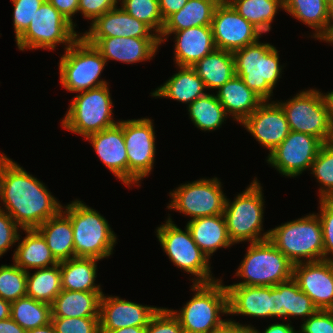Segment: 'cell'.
<instances>
[{
	"mask_svg": "<svg viewBox=\"0 0 333 333\" xmlns=\"http://www.w3.org/2000/svg\"><path fill=\"white\" fill-rule=\"evenodd\" d=\"M0 201L14 222L23 229H37L56 216L62 205L43 182L0 152Z\"/></svg>",
	"mask_w": 333,
	"mask_h": 333,
	"instance_id": "cell-1",
	"label": "cell"
},
{
	"mask_svg": "<svg viewBox=\"0 0 333 333\" xmlns=\"http://www.w3.org/2000/svg\"><path fill=\"white\" fill-rule=\"evenodd\" d=\"M76 200L62 206L73 229L75 257L102 260L113 253L117 236L97 210Z\"/></svg>",
	"mask_w": 333,
	"mask_h": 333,
	"instance_id": "cell-2",
	"label": "cell"
},
{
	"mask_svg": "<svg viewBox=\"0 0 333 333\" xmlns=\"http://www.w3.org/2000/svg\"><path fill=\"white\" fill-rule=\"evenodd\" d=\"M222 281L193 283V297L179 312L171 310L179 319L184 333H212L226 321L220 316L229 314L228 292Z\"/></svg>",
	"mask_w": 333,
	"mask_h": 333,
	"instance_id": "cell-3",
	"label": "cell"
},
{
	"mask_svg": "<svg viewBox=\"0 0 333 333\" xmlns=\"http://www.w3.org/2000/svg\"><path fill=\"white\" fill-rule=\"evenodd\" d=\"M235 75L263 101L271 100L273 89L281 78L282 66L279 65V53L269 43L247 45L233 52Z\"/></svg>",
	"mask_w": 333,
	"mask_h": 333,
	"instance_id": "cell-4",
	"label": "cell"
},
{
	"mask_svg": "<svg viewBox=\"0 0 333 333\" xmlns=\"http://www.w3.org/2000/svg\"><path fill=\"white\" fill-rule=\"evenodd\" d=\"M262 190L261 184L257 178H254L232 202L226 197L223 215L229 238L233 244L269 239L270 230L261 233L264 231L262 223L265 208Z\"/></svg>",
	"mask_w": 333,
	"mask_h": 333,
	"instance_id": "cell-5",
	"label": "cell"
},
{
	"mask_svg": "<svg viewBox=\"0 0 333 333\" xmlns=\"http://www.w3.org/2000/svg\"><path fill=\"white\" fill-rule=\"evenodd\" d=\"M269 240L293 264L324 260L322 226L317 213L270 229Z\"/></svg>",
	"mask_w": 333,
	"mask_h": 333,
	"instance_id": "cell-6",
	"label": "cell"
},
{
	"mask_svg": "<svg viewBox=\"0 0 333 333\" xmlns=\"http://www.w3.org/2000/svg\"><path fill=\"white\" fill-rule=\"evenodd\" d=\"M293 265L269 239L253 242L235 273L244 280L233 285L275 286L293 277Z\"/></svg>",
	"mask_w": 333,
	"mask_h": 333,
	"instance_id": "cell-7",
	"label": "cell"
},
{
	"mask_svg": "<svg viewBox=\"0 0 333 333\" xmlns=\"http://www.w3.org/2000/svg\"><path fill=\"white\" fill-rule=\"evenodd\" d=\"M108 85L78 92L61 122L62 127L86 138L116 125L119 121L113 119L114 105Z\"/></svg>",
	"mask_w": 333,
	"mask_h": 333,
	"instance_id": "cell-8",
	"label": "cell"
},
{
	"mask_svg": "<svg viewBox=\"0 0 333 333\" xmlns=\"http://www.w3.org/2000/svg\"><path fill=\"white\" fill-rule=\"evenodd\" d=\"M106 64L100 52L80 36L61 56L60 83L73 93L107 85V81L99 80Z\"/></svg>",
	"mask_w": 333,
	"mask_h": 333,
	"instance_id": "cell-9",
	"label": "cell"
},
{
	"mask_svg": "<svg viewBox=\"0 0 333 333\" xmlns=\"http://www.w3.org/2000/svg\"><path fill=\"white\" fill-rule=\"evenodd\" d=\"M278 103L285 112L291 131L317 137L323 144L332 141L333 122L326 97L319 90H303L292 99Z\"/></svg>",
	"mask_w": 333,
	"mask_h": 333,
	"instance_id": "cell-10",
	"label": "cell"
},
{
	"mask_svg": "<svg viewBox=\"0 0 333 333\" xmlns=\"http://www.w3.org/2000/svg\"><path fill=\"white\" fill-rule=\"evenodd\" d=\"M169 216L156 235L163 251L177 268L194 275L193 283H210L216 281L212 277L210 260L193 240L187 226L185 231L173 223Z\"/></svg>",
	"mask_w": 333,
	"mask_h": 333,
	"instance_id": "cell-11",
	"label": "cell"
},
{
	"mask_svg": "<svg viewBox=\"0 0 333 333\" xmlns=\"http://www.w3.org/2000/svg\"><path fill=\"white\" fill-rule=\"evenodd\" d=\"M74 29L72 23L45 0L16 44L22 51L54 50L58 44H64L66 50L81 36Z\"/></svg>",
	"mask_w": 333,
	"mask_h": 333,
	"instance_id": "cell-12",
	"label": "cell"
},
{
	"mask_svg": "<svg viewBox=\"0 0 333 333\" xmlns=\"http://www.w3.org/2000/svg\"><path fill=\"white\" fill-rule=\"evenodd\" d=\"M221 188L217 177L185 183L169 193L171 202L167 208L192 219L223 214L226 195Z\"/></svg>",
	"mask_w": 333,
	"mask_h": 333,
	"instance_id": "cell-13",
	"label": "cell"
},
{
	"mask_svg": "<svg viewBox=\"0 0 333 333\" xmlns=\"http://www.w3.org/2000/svg\"><path fill=\"white\" fill-rule=\"evenodd\" d=\"M149 118L123 120V134L128 157V187L140 186L155 162V131Z\"/></svg>",
	"mask_w": 333,
	"mask_h": 333,
	"instance_id": "cell-14",
	"label": "cell"
},
{
	"mask_svg": "<svg viewBox=\"0 0 333 333\" xmlns=\"http://www.w3.org/2000/svg\"><path fill=\"white\" fill-rule=\"evenodd\" d=\"M323 143L309 134L290 131L288 136L270 153L266 162L281 175L296 177L311 170ZM308 168V169H307Z\"/></svg>",
	"mask_w": 333,
	"mask_h": 333,
	"instance_id": "cell-15",
	"label": "cell"
},
{
	"mask_svg": "<svg viewBox=\"0 0 333 333\" xmlns=\"http://www.w3.org/2000/svg\"><path fill=\"white\" fill-rule=\"evenodd\" d=\"M211 28L216 48L232 53L256 43L262 36V33L226 0H221L216 6Z\"/></svg>",
	"mask_w": 333,
	"mask_h": 333,
	"instance_id": "cell-16",
	"label": "cell"
},
{
	"mask_svg": "<svg viewBox=\"0 0 333 333\" xmlns=\"http://www.w3.org/2000/svg\"><path fill=\"white\" fill-rule=\"evenodd\" d=\"M241 124L269 153L291 131L283 108L275 101H263Z\"/></svg>",
	"mask_w": 333,
	"mask_h": 333,
	"instance_id": "cell-17",
	"label": "cell"
},
{
	"mask_svg": "<svg viewBox=\"0 0 333 333\" xmlns=\"http://www.w3.org/2000/svg\"><path fill=\"white\" fill-rule=\"evenodd\" d=\"M293 278L318 309L333 310V261L294 264Z\"/></svg>",
	"mask_w": 333,
	"mask_h": 333,
	"instance_id": "cell-18",
	"label": "cell"
},
{
	"mask_svg": "<svg viewBox=\"0 0 333 333\" xmlns=\"http://www.w3.org/2000/svg\"><path fill=\"white\" fill-rule=\"evenodd\" d=\"M84 39L100 52L106 62L113 59L122 63L134 64L151 60L155 57L158 47L161 46L159 38L109 37Z\"/></svg>",
	"mask_w": 333,
	"mask_h": 333,
	"instance_id": "cell-19",
	"label": "cell"
},
{
	"mask_svg": "<svg viewBox=\"0 0 333 333\" xmlns=\"http://www.w3.org/2000/svg\"><path fill=\"white\" fill-rule=\"evenodd\" d=\"M160 307L141 305L117 296H101L100 330H116L129 326H147Z\"/></svg>",
	"mask_w": 333,
	"mask_h": 333,
	"instance_id": "cell-20",
	"label": "cell"
},
{
	"mask_svg": "<svg viewBox=\"0 0 333 333\" xmlns=\"http://www.w3.org/2000/svg\"><path fill=\"white\" fill-rule=\"evenodd\" d=\"M175 34L174 62L178 66L192 67L196 62L216 50L211 26H194L180 31H161L160 44Z\"/></svg>",
	"mask_w": 333,
	"mask_h": 333,
	"instance_id": "cell-21",
	"label": "cell"
},
{
	"mask_svg": "<svg viewBox=\"0 0 333 333\" xmlns=\"http://www.w3.org/2000/svg\"><path fill=\"white\" fill-rule=\"evenodd\" d=\"M97 153L100 161L113 175L128 186V157L123 134V120L86 138Z\"/></svg>",
	"mask_w": 333,
	"mask_h": 333,
	"instance_id": "cell-22",
	"label": "cell"
},
{
	"mask_svg": "<svg viewBox=\"0 0 333 333\" xmlns=\"http://www.w3.org/2000/svg\"><path fill=\"white\" fill-rule=\"evenodd\" d=\"M144 22L129 15L121 6L99 16L90 23L83 38L135 37L158 38V35Z\"/></svg>",
	"mask_w": 333,
	"mask_h": 333,
	"instance_id": "cell-23",
	"label": "cell"
},
{
	"mask_svg": "<svg viewBox=\"0 0 333 333\" xmlns=\"http://www.w3.org/2000/svg\"><path fill=\"white\" fill-rule=\"evenodd\" d=\"M318 308L311 298L300 290L297 281L291 279L271 286V318L300 316L305 321L313 315Z\"/></svg>",
	"mask_w": 333,
	"mask_h": 333,
	"instance_id": "cell-24",
	"label": "cell"
},
{
	"mask_svg": "<svg viewBox=\"0 0 333 333\" xmlns=\"http://www.w3.org/2000/svg\"><path fill=\"white\" fill-rule=\"evenodd\" d=\"M229 315L271 318V286L227 285Z\"/></svg>",
	"mask_w": 333,
	"mask_h": 333,
	"instance_id": "cell-25",
	"label": "cell"
},
{
	"mask_svg": "<svg viewBox=\"0 0 333 333\" xmlns=\"http://www.w3.org/2000/svg\"><path fill=\"white\" fill-rule=\"evenodd\" d=\"M217 90V99L227 115H231L239 123H242L263 102L237 75Z\"/></svg>",
	"mask_w": 333,
	"mask_h": 333,
	"instance_id": "cell-26",
	"label": "cell"
},
{
	"mask_svg": "<svg viewBox=\"0 0 333 333\" xmlns=\"http://www.w3.org/2000/svg\"><path fill=\"white\" fill-rule=\"evenodd\" d=\"M186 226L208 259L218 249L234 245L229 238L223 214L190 219Z\"/></svg>",
	"mask_w": 333,
	"mask_h": 333,
	"instance_id": "cell-27",
	"label": "cell"
},
{
	"mask_svg": "<svg viewBox=\"0 0 333 333\" xmlns=\"http://www.w3.org/2000/svg\"><path fill=\"white\" fill-rule=\"evenodd\" d=\"M26 236L19 242L13 254V262L25 271L49 268L59 264L52 255L45 238L37 229H23ZM51 265V266H50Z\"/></svg>",
	"mask_w": 333,
	"mask_h": 333,
	"instance_id": "cell-28",
	"label": "cell"
},
{
	"mask_svg": "<svg viewBox=\"0 0 333 333\" xmlns=\"http://www.w3.org/2000/svg\"><path fill=\"white\" fill-rule=\"evenodd\" d=\"M178 68V73L156 88L151 96L177 100L189 106L197 98L206 94L204 92L206 87L192 67L178 66Z\"/></svg>",
	"mask_w": 333,
	"mask_h": 333,
	"instance_id": "cell-29",
	"label": "cell"
},
{
	"mask_svg": "<svg viewBox=\"0 0 333 333\" xmlns=\"http://www.w3.org/2000/svg\"><path fill=\"white\" fill-rule=\"evenodd\" d=\"M103 292L63 290L51 304L52 317H99Z\"/></svg>",
	"mask_w": 333,
	"mask_h": 333,
	"instance_id": "cell-30",
	"label": "cell"
},
{
	"mask_svg": "<svg viewBox=\"0 0 333 333\" xmlns=\"http://www.w3.org/2000/svg\"><path fill=\"white\" fill-rule=\"evenodd\" d=\"M37 230L45 238L52 255L58 262L75 257L71 220L63 210L42 223Z\"/></svg>",
	"mask_w": 333,
	"mask_h": 333,
	"instance_id": "cell-31",
	"label": "cell"
},
{
	"mask_svg": "<svg viewBox=\"0 0 333 333\" xmlns=\"http://www.w3.org/2000/svg\"><path fill=\"white\" fill-rule=\"evenodd\" d=\"M95 258L74 257L61 261V288L63 290L103 292L100 285L95 284L97 262Z\"/></svg>",
	"mask_w": 333,
	"mask_h": 333,
	"instance_id": "cell-32",
	"label": "cell"
},
{
	"mask_svg": "<svg viewBox=\"0 0 333 333\" xmlns=\"http://www.w3.org/2000/svg\"><path fill=\"white\" fill-rule=\"evenodd\" d=\"M284 10L298 21L315 29L313 36L321 40L328 32L331 6L325 0H284Z\"/></svg>",
	"mask_w": 333,
	"mask_h": 333,
	"instance_id": "cell-33",
	"label": "cell"
},
{
	"mask_svg": "<svg viewBox=\"0 0 333 333\" xmlns=\"http://www.w3.org/2000/svg\"><path fill=\"white\" fill-rule=\"evenodd\" d=\"M192 68L207 90H217L235 75L233 53L216 49L196 62Z\"/></svg>",
	"mask_w": 333,
	"mask_h": 333,
	"instance_id": "cell-34",
	"label": "cell"
},
{
	"mask_svg": "<svg viewBox=\"0 0 333 333\" xmlns=\"http://www.w3.org/2000/svg\"><path fill=\"white\" fill-rule=\"evenodd\" d=\"M221 0H188L165 21L162 31H180L194 26H211L216 6Z\"/></svg>",
	"mask_w": 333,
	"mask_h": 333,
	"instance_id": "cell-35",
	"label": "cell"
},
{
	"mask_svg": "<svg viewBox=\"0 0 333 333\" xmlns=\"http://www.w3.org/2000/svg\"><path fill=\"white\" fill-rule=\"evenodd\" d=\"M242 17L262 34L270 31L271 23L279 9L284 10V0H226ZM280 7V8H279Z\"/></svg>",
	"mask_w": 333,
	"mask_h": 333,
	"instance_id": "cell-36",
	"label": "cell"
},
{
	"mask_svg": "<svg viewBox=\"0 0 333 333\" xmlns=\"http://www.w3.org/2000/svg\"><path fill=\"white\" fill-rule=\"evenodd\" d=\"M187 110L192 123L202 131L219 129L228 116L216 94L210 93L197 98Z\"/></svg>",
	"mask_w": 333,
	"mask_h": 333,
	"instance_id": "cell-37",
	"label": "cell"
},
{
	"mask_svg": "<svg viewBox=\"0 0 333 333\" xmlns=\"http://www.w3.org/2000/svg\"><path fill=\"white\" fill-rule=\"evenodd\" d=\"M27 272L26 294L37 301L52 304L62 291L60 264L49 268H40L30 275Z\"/></svg>",
	"mask_w": 333,
	"mask_h": 333,
	"instance_id": "cell-38",
	"label": "cell"
},
{
	"mask_svg": "<svg viewBox=\"0 0 333 333\" xmlns=\"http://www.w3.org/2000/svg\"><path fill=\"white\" fill-rule=\"evenodd\" d=\"M11 318L26 331L51 322V305L25 296L11 303Z\"/></svg>",
	"mask_w": 333,
	"mask_h": 333,
	"instance_id": "cell-39",
	"label": "cell"
},
{
	"mask_svg": "<svg viewBox=\"0 0 333 333\" xmlns=\"http://www.w3.org/2000/svg\"><path fill=\"white\" fill-rule=\"evenodd\" d=\"M311 174L320 184L319 199H333V143H324L312 163Z\"/></svg>",
	"mask_w": 333,
	"mask_h": 333,
	"instance_id": "cell-40",
	"label": "cell"
},
{
	"mask_svg": "<svg viewBox=\"0 0 333 333\" xmlns=\"http://www.w3.org/2000/svg\"><path fill=\"white\" fill-rule=\"evenodd\" d=\"M27 271L12 265L0 266V297L10 303L27 296Z\"/></svg>",
	"mask_w": 333,
	"mask_h": 333,
	"instance_id": "cell-41",
	"label": "cell"
},
{
	"mask_svg": "<svg viewBox=\"0 0 333 333\" xmlns=\"http://www.w3.org/2000/svg\"><path fill=\"white\" fill-rule=\"evenodd\" d=\"M121 7L132 17L147 24L160 35L164 20L159 10L158 0H119Z\"/></svg>",
	"mask_w": 333,
	"mask_h": 333,
	"instance_id": "cell-42",
	"label": "cell"
},
{
	"mask_svg": "<svg viewBox=\"0 0 333 333\" xmlns=\"http://www.w3.org/2000/svg\"><path fill=\"white\" fill-rule=\"evenodd\" d=\"M56 333H100L99 317H52Z\"/></svg>",
	"mask_w": 333,
	"mask_h": 333,
	"instance_id": "cell-43",
	"label": "cell"
},
{
	"mask_svg": "<svg viewBox=\"0 0 333 333\" xmlns=\"http://www.w3.org/2000/svg\"><path fill=\"white\" fill-rule=\"evenodd\" d=\"M14 6L13 26L15 41L26 31L31 20L45 0H11Z\"/></svg>",
	"mask_w": 333,
	"mask_h": 333,
	"instance_id": "cell-44",
	"label": "cell"
},
{
	"mask_svg": "<svg viewBox=\"0 0 333 333\" xmlns=\"http://www.w3.org/2000/svg\"><path fill=\"white\" fill-rule=\"evenodd\" d=\"M319 200L320 213L317 215L322 226L324 260L333 261V199Z\"/></svg>",
	"mask_w": 333,
	"mask_h": 333,
	"instance_id": "cell-45",
	"label": "cell"
},
{
	"mask_svg": "<svg viewBox=\"0 0 333 333\" xmlns=\"http://www.w3.org/2000/svg\"><path fill=\"white\" fill-rule=\"evenodd\" d=\"M145 333H184L179 319L171 309L159 308L151 317Z\"/></svg>",
	"mask_w": 333,
	"mask_h": 333,
	"instance_id": "cell-46",
	"label": "cell"
},
{
	"mask_svg": "<svg viewBox=\"0 0 333 333\" xmlns=\"http://www.w3.org/2000/svg\"><path fill=\"white\" fill-rule=\"evenodd\" d=\"M302 323L298 333H333V310L318 309Z\"/></svg>",
	"mask_w": 333,
	"mask_h": 333,
	"instance_id": "cell-47",
	"label": "cell"
},
{
	"mask_svg": "<svg viewBox=\"0 0 333 333\" xmlns=\"http://www.w3.org/2000/svg\"><path fill=\"white\" fill-rule=\"evenodd\" d=\"M20 227L3 210H0V257L18 242Z\"/></svg>",
	"mask_w": 333,
	"mask_h": 333,
	"instance_id": "cell-48",
	"label": "cell"
},
{
	"mask_svg": "<svg viewBox=\"0 0 333 333\" xmlns=\"http://www.w3.org/2000/svg\"><path fill=\"white\" fill-rule=\"evenodd\" d=\"M118 0H79L78 12L93 23L99 16L118 5Z\"/></svg>",
	"mask_w": 333,
	"mask_h": 333,
	"instance_id": "cell-49",
	"label": "cell"
},
{
	"mask_svg": "<svg viewBox=\"0 0 333 333\" xmlns=\"http://www.w3.org/2000/svg\"><path fill=\"white\" fill-rule=\"evenodd\" d=\"M53 7H55L63 16H65L74 26L72 17L78 13L79 0H47Z\"/></svg>",
	"mask_w": 333,
	"mask_h": 333,
	"instance_id": "cell-50",
	"label": "cell"
},
{
	"mask_svg": "<svg viewBox=\"0 0 333 333\" xmlns=\"http://www.w3.org/2000/svg\"><path fill=\"white\" fill-rule=\"evenodd\" d=\"M159 10L165 21L170 15L178 12L188 0H158Z\"/></svg>",
	"mask_w": 333,
	"mask_h": 333,
	"instance_id": "cell-51",
	"label": "cell"
},
{
	"mask_svg": "<svg viewBox=\"0 0 333 333\" xmlns=\"http://www.w3.org/2000/svg\"><path fill=\"white\" fill-rule=\"evenodd\" d=\"M0 333H27V331L9 317L0 320Z\"/></svg>",
	"mask_w": 333,
	"mask_h": 333,
	"instance_id": "cell-52",
	"label": "cell"
},
{
	"mask_svg": "<svg viewBox=\"0 0 333 333\" xmlns=\"http://www.w3.org/2000/svg\"><path fill=\"white\" fill-rule=\"evenodd\" d=\"M260 333V331H258ZM262 333H298L290 323H273L269 325Z\"/></svg>",
	"mask_w": 333,
	"mask_h": 333,
	"instance_id": "cell-53",
	"label": "cell"
},
{
	"mask_svg": "<svg viewBox=\"0 0 333 333\" xmlns=\"http://www.w3.org/2000/svg\"><path fill=\"white\" fill-rule=\"evenodd\" d=\"M212 333H241V324L227 319L222 325L217 327Z\"/></svg>",
	"mask_w": 333,
	"mask_h": 333,
	"instance_id": "cell-54",
	"label": "cell"
},
{
	"mask_svg": "<svg viewBox=\"0 0 333 333\" xmlns=\"http://www.w3.org/2000/svg\"><path fill=\"white\" fill-rule=\"evenodd\" d=\"M146 326H129L116 330H100V333H145Z\"/></svg>",
	"mask_w": 333,
	"mask_h": 333,
	"instance_id": "cell-55",
	"label": "cell"
},
{
	"mask_svg": "<svg viewBox=\"0 0 333 333\" xmlns=\"http://www.w3.org/2000/svg\"><path fill=\"white\" fill-rule=\"evenodd\" d=\"M11 317V303L0 297V320Z\"/></svg>",
	"mask_w": 333,
	"mask_h": 333,
	"instance_id": "cell-56",
	"label": "cell"
},
{
	"mask_svg": "<svg viewBox=\"0 0 333 333\" xmlns=\"http://www.w3.org/2000/svg\"><path fill=\"white\" fill-rule=\"evenodd\" d=\"M27 333H56L53 324L50 322L49 324L34 328L32 330L27 331Z\"/></svg>",
	"mask_w": 333,
	"mask_h": 333,
	"instance_id": "cell-57",
	"label": "cell"
},
{
	"mask_svg": "<svg viewBox=\"0 0 333 333\" xmlns=\"http://www.w3.org/2000/svg\"><path fill=\"white\" fill-rule=\"evenodd\" d=\"M325 42H333V6L331 7V19L327 34L321 39Z\"/></svg>",
	"mask_w": 333,
	"mask_h": 333,
	"instance_id": "cell-58",
	"label": "cell"
},
{
	"mask_svg": "<svg viewBox=\"0 0 333 333\" xmlns=\"http://www.w3.org/2000/svg\"><path fill=\"white\" fill-rule=\"evenodd\" d=\"M325 97L328 103L331 121L333 122V91L325 93Z\"/></svg>",
	"mask_w": 333,
	"mask_h": 333,
	"instance_id": "cell-59",
	"label": "cell"
},
{
	"mask_svg": "<svg viewBox=\"0 0 333 333\" xmlns=\"http://www.w3.org/2000/svg\"><path fill=\"white\" fill-rule=\"evenodd\" d=\"M241 333H259L258 330L251 325L241 324Z\"/></svg>",
	"mask_w": 333,
	"mask_h": 333,
	"instance_id": "cell-60",
	"label": "cell"
},
{
	"mask_svg": "<svg viewBox=\"0 0 333 333\" xmlns=\"http://www.w3.org/2000/svg\"><path fill=\"white\" fill-rule=\"evenodd\" d=\"M331 7L333 6V0H325Z\"/></svg>",
	"mask_w": 333,
	"mask_h": 333,
	"instance_id": "cell-61",
	"label": "cell"
}]
</instances>
